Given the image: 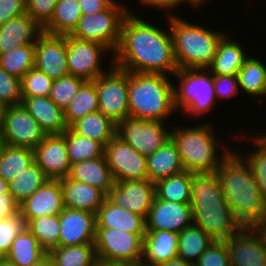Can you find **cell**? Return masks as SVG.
<instances>
[{
    "label": "cell",
    "mask_w": 266,
    "mask_h": 266,
    "mask_svg": "<svg viewBox=\"0 0 266 266\" xmlns=\"http://www.w3.org/2000/svg\"><path fill=\"white\" fill-rule=\"evenodd\" d=\"M137 16L129 12L123 19L113 65L127 72L174 75L179 68L171 32Z\"/></svg>",
    "instance_id": "1"
},
{
    "label": "cell",
    "mask_w": 266,
    "mask_h": 266,
    "mask_svg": "<svg viewBox=\"0 0 266 266\" xmlns=\"http://www.w3.org/2000/svg\"><path fill=\"white\" fill-rule=\"evenodd\" d=\"M243 155L238 150L230 151L220 161L215 173L236 220L242 227L252 228L266 223V200L261 196L258 183Z\"/></svg>",
    "instance_id": "2"
},
{
    "label": "cell",
    "mask_w": 266,
    "mask_h": 266,
    "mask_svg": "<svg viewBox=\"0 0 266 266\" xmlns=\"http://www.w3.org/2000/svg\"><path fill=\"white\" fill-rule=\"evenodd\" d=\"M190 193L193 223L214 241H225L243 228L227 204L215 172L192 173Z\"/></svg>",
    "instance_id": "3"
},
{
    "label": "cell",
    "mask_w": 266,
    "mask_h": 266,
    "mask_svg": "<svg viewBox=\"0 0 266 266\" xmlns=\"http://www.w3.org/2000/svg\"><path fill=\"white\" fill-rule=\"evenodd\" d=\"M173 86L165 74L128 72L129 117L166 122L177 111Z\"/></svg>",
    "instance_id": "4"
},
{
    "label": "cell",
    "mask_w": 266,
    "mask_h": 266,
    "mask_svg": "<svg viewBox=\"0 0 266 266\" xmlns=\"http://www.w3.org/2000/svg\"><path fill=\"white\" fill-rule=\"evenodd\" d=\"M213 129L215 128L210 122L191 127L174 126V130L170 129L171 139L178 148L185 171L213 173L219 167L220 161L231 151L221 140L218 142Z\"/></svg>",
    "instance_id": "5"
},
{
    "label": "cell",
    "mask_w": 266,
    "mask_h": 266,
    "mask_svg": "<svg viewBox=\"0 0 266 266\" xmlns=\"http://www.w3.org/2000/svg\"><path fill=\"white\" fill-rule=\"evenodd\" d=\"M174 56L179 69L208 68L217 52L223 31L197 26L177 14L168 16Z\"/></svg>",
    "instance_id": "6"
},
{
    "label": "cell",
    "mask_w": 266,
    "mask_h": 266,
    "mask_svg": "<svg viewBox=\"0 0 266 266\" xmlns=\"http://www.w3.org/2000/svg\"><path fill=\"white\" fill-rule=\"evenodd\" d=\"M173 76L180 80L178 86H173L176 110L186 112L192 117L203 116L211 109L213 110L217 98L213 74L209 73L208 69H179Z\"/></svg>",
    "instance_id": "7"
},
{
    "label": "cell",
    "mask_w": 266,
    "mask_h": 266,
    "mask_svg": "<svg viewBox=\"0 0 266 266\" xmlns=\"http://www.w3.org/2000/svg\"><path fill=\"white\" fill-rule=\"evenodd\" d=\"M118 2L115 0L100 13L82 15L70 36L104 45L113 55L120 41L123 19L130 12Z\"/></svg>",
    "instance_id": "8"
},
{
    "label": "cell",
    "mask_w": 266,
    "mask_h": 266,
    "mask_svg": "<svg viewBox=\"0 0 266 266\" xmlns=\"http://www.w3.org/2000/svg\"><path fill=\"white\" fill-rule=\"evenodd\" d=\"M93 82L98 94L99 111L115 124L129 117L128 72L113 65Z\"/></svg>",
    "instance_id": "9"
},
{
    "label": "cell",
    "mask_w": 266,
    "mask_h": 266,
    "mask_svg": "<svg viewBox=\"0 0 266 266\" xmlns=\"http://www.w3.org/2000/svg\"><path fill=\"white\" fill-rule=\"evenodd\" d=\"M144 235L96 228L95 249L98 260L141 263Z\"/></svg>",
    "instance_id": "10"
},
{
    "label": "cell",
    "mask_w": 266,
    "mask_h": 266,
    "mask_svg": "<svg viewBox=\"0 0 266 266\" xmlns=\"http://www.w3.org/2000/svg\"><path fill=\"white\" fill-rule=\"evenodd\" d=\"M164 124L128 117L117 124L116 135L147 157L171 139V131H167Z\"/></svg>",
    "instance_id": "11"
},
{
    "label": "cell",
    "mask_w": 266,
    "mask_h": 266,
    "mask_svg": "<svg viewBox=\"0 0 266 266\" xmlns=\"http://www.w3.org/2000/svg\"><path fill=\"white\" fill-rule=\"evenodd\" d=\"M66 46L69 75L84 81H94L110 69L103 70L101 64L102 55L112 53L106 46L70 35H66Z\"/></svg>",
    "instance_id": "12"
},
{
    "label": "cell",
    "mask_w": 266,
    "mask_h": 266,
    "mask_svg": "<svg viewBox=\"0 0 266 266\" xmlns=\"http://www.w3.org/2000/svg\"><path fill=\"white\" fill-rule=\"evenodd\" d=\"M0 134L5 144L32 150L46 135L22 104L5 107Z\"/></svg>",
    "instance_id": "13"
},
{
    "label": "cell",
    "mask_w": 266,
    "mask_h": 266,
    "mask_svg": "<svg viewBox=\"0 0 266 266\" xmlns=\"http://www.w3.org/2000/svg\"><path fill=\"white\" fill-rule=\"evenodd\" d=\"M104 156L115 182L148 179L147 157L115 135L105 146Z\"/></svg>",
    "instance_id": "14"
},
{
    "label": "cell",
    "mask_w": 266,
    "mask_h": 266,
    "mask_svg": "<svg viewBox=\"0 0 266 266\" xmlns=\"http://www.w3.org/2000/svg\"><path fill=\"white\" fill-rule=\"evenodd\" d=\"M155 197V184L149 179L115 182L107 199L116 206L143 216L149 214Z\"/></svg>",
    "instance_id": "15"
},
{
    "label": "cell",
    "mask_w": 266,
    "mask_h": 266,
    "mask_svg": "<svg viewBox=\"0 0 266 266\" xmlns=\"http://www.w3.org/2000/svg\"><path fill=\"white\" fill-rule=\"evenodd\" d=\"M34 67L53 80L68 75L66 35L43 32L35 43Z\"/></svg>",
    "instance_id": "16"
},
{
    "label": "cell",
    "mask_w": 266,
    "mask_h": 266,
    "mask_svg": "<svg viewBox=\"0 0 266 266\" xmlns=\"http://www.w3.org/2000/svg\"><path fill=\"white\" fill-rule=\"evenodd\" d=\"M59 246L95 244L96 214L64 208L59 214Z\"/></svg>",
    "instance_id": "17"
},
{
    "label": "cell",
    "mask_w": 266,
    "mask_h": 266,
    "mask_svg": "<svg viewBox=\"0 0 266 266\" xmlns=\"http://www.w3.org/2000/svg\"><path fill=\"white\" fill-rule=\"evenodd\" d=\"M33 151L34 162L48 179L59 180L68 177L71 164L63 134L45 135Z\"/></svg>",
    "instance_id": "18"
},
{
    "label": "cell",
    "mask_w": 266,
    "mask_h": 266,
    "mask_svg": "<svg viewBox=\"0 0 266 266\" xmlns=\"http://www.w3.org/2000/svg\"><path fill=\"white\" fill-rule=\"evenodd\" d=\"M193 223L190 203L168 202L154 197L146 218V231L180 233Z\"/></svg>",
    "instance_id": "19"
},
{
    "label": "cell",
    "mask_w": 266,
    "mask_h": 266,
    "mask_svg": "<svg viewBox=\"0 0 266 266\" xmlns=\"http://www.w3.org/2000/svg\"><path fill=\"white\" fill-rule=\"evenodd\" d=\"M230 266H266V251L259 234L243 227L225 240Z\"/></svg>",
    "instance_id": "20"
},
{
    "label": "cell",
    "mask_w": 266,
    "mask_h": 266,
    "mask_svg": "<svg viewBox=\"0 0 266 266\" xmlns=\"http://www.w3.org/2000/svg\"><path fill=\"white\" fill-rule=\"evenodd\" d=\"M65 208L60 180L48 179L33 195L19 205L27 223L36 217L58 215Z\"/></svg>",
    "instance_id": "21"
},
{
    "label": "cell",
    "mask_w": 266,
    "mask_h": 266,
    "mask_svg": "<svg viewBox=\"0 0 266 266\" xmlns=\"http://www.w3.org/2000/svg\"><path fill=\"white\" fill-rule=\"evenodd\" d=\"M43 28L27 13L0 25V55L26 44H35Z\"/></svg>",
    "instance_id": "22"
},
{
    "label": "cell",
    "mask_w": 266,
    "mask_h": 266,
    "mask_svg": "<svg viewBox=\"0 0 266 266\" xmlns=\"http://www.w3.org/2000/svg\"><path fill=\"white\" fill-rule=\"evenodd\" d=\"M179 234L167 230L146 231L143 237L142 266H158L178 257Z\"/></svg>",
    "instance_id": "23"
},
{
    "label": "cell",
    "mask_w": 266,
    "mask_h": 266,
    "mask_svg": "<svg viewBox=\"0 0 266 266\" xmlns=\"http://www.w3.org/2000/svg\"><path fill=\"white\" fill-rule=\"evenodd\" d=\"M21 104L46 135L62 134L68 129L64 111L50 97H22Z\"/></svg>",
    "instance_id": "24"
},
{
    "label": "cell",
    "mask_w": 266,
    "mask_h": 266,
    "mask_svg": "<svg viewBox=\"0 0 266 266\" xmlns=\"http://www.w3.org/2000/svg\"><path fill=\"white\" fill-rule=\"evenodd\" d=\"M64 206L74 210H85L97 214L107 195L91 185L69 179H59Z\"/></svg>",
    "instance_id": "25"
},
{
    "label": "cell",
    "mask_w": 266,
    "mask_h": 266,
    "mask_svg": "<svg viewBox=\"0 0 266 266\" xmlns=\"http://www.w3.org/2000/svg\"><path fill=\"white\" fill-rule=\"evenodd\" d=\"M96 228H111L135 234H146V219L111 203L107 198L96 214Z\"/></svg>",
    "instance_id": "26"
},
{
    "label": "cell",
    "mask_w": 266,
    "mask_h": 266,
    "mask_svg": "<svg viewBox=\"0 0 266 266\" xmlns=\"http://www.w3.org/2000/svg\"><path fill=\"white\" fill-rule=\"evenodd\" d=\"M68 178L96 187L106 195L115 185L111 169L104 155L73 163Z\"/></svg>",
    "instance_id": "27"
},
{
    "label": "cell",
    "mask_w": 266,
    "mask_h": 266,
    "mask_svg": "<svg viewBox=\"0 0 266 266\" xmlns=\"http://www.w3.org/2000/svg\"><path fill=\"white\" fill-rule=\"evenodd\" d=\"M147 171L148 179L152 183L185 171L178 148L172 139L147 156Z\"/></svg>",
    "instance_id": "28"
},
{
    "label": "cell",
    "mask_w": 266,
    "mask_h": 266,
    "mask_svg": "<svg viewBox=\"0 0 266 266\" xmlns=\"http://www.w3.org/2000/svg\"><path fill=\"white\" fill-rule=\"evenodd\" d=\"M225 35L219 42L211 65L207 68L213 75H237L246 56L243 45Z\"/></svg>",
    "instance_id": "29"
},
{
    "label": "cell",
    "mask_w": 266,
    "mask_h": 266,
    "mask_svg": "<svg viewBox=\"0 0 266 266\" xmlns=\"http://www.w3.org/2000/svg\"><path fill=\"white\" fill-rule=\"evenodd\" d=\"M70 128L104 147L116 135L117 124L98 110L77 120Z\"/></svg>",
    "instance_id": "30"
},
{
    "label": "cell",
    "mask_w": 266,
    "mask_h": 266,
    "mask_svg": "<svg viewBox=\"0 0 266 266\" xmlns=\"http://www.w3.org/2000/svg\"><path fill=\"white\" fill-rule=\"evenodd\" d=\"M82 17L78 0H58L51 19L42 27L50 35H70Z\"/></svg>",
    "instance_id": "31"
},
{
    "label": "cell",
    "mask_w": 266,
    "mask_h": 266,
    "mask_svg": "<svg viewBox=\"0 0 266 266\" xmlns=\"http://www.w3.org/2000/svg\"><path fill=\"white\" fill-rule=\"evenodd\" d=\"M47 255L37 238L26 229L16 236L5 259L16 266H34Z\"/></svg>",
    "instance_id": "32"
},
{
    "label": "cell",
    "mask_w": 266,
    "mask_h": 266,
    "mask_svg": "<svg viewBox=\"0 0 266 266\" xmlns=\"http://www.w3.org/2000/svg\"><path fill=\"white\" fill-rule=\"evenodd\" d=\"M238 85L248 96L266 97V65L249 56L237 73Z\"/></svg>",
    "instance_id": "33"
},
{
    "label": "cell",
    "mask_w": 266,
    "mask_h": 266,
    "mask_svg": "<svg viewBox=\"0 0 266 266\" xmlns=\"http://www.w3.org/2000/svg\"><path fill=\"white\" fill-rule=\"evenodd\" d=\"M213 241L202 228L192 223L179 233L178 257L195 264Z\"/></svg>",
    "instance_id": "34"
},
{
    "label": "cell",
    "mask_w": 266,
    "mask_h": 266,
    "mask_svg": "<svg viewBox=\"0 0 266 266\" xmlns=\"http://www.w3.org/2000/svg\"><path fill=\"white\" fill-rule=\"evenodd\" d=\"M55 266H97L95 244L55 247L48 252Z\"/></svg>",
    "instance_id": "35"
},
{
    "label": "cell",
    "mask_w": 266,
    "mask_h": 266,
    "mask_svg": "<svg viewBox=\"0 0 266 266\" xmlns=\"http://www.w3.org/2000/svg\"><path fill=\"white\" fill-rule=\"evenodd\" d=\"M155 197L160 200L178 203H190L192 173L184 171L157 181Z\"/></svg>",
    "instance_id": "36"
},
{
    "label": "cell",
    "mask_w": 266,
    "mask_h": 266,
    "mask_svg": "<svg viewBox=\"0 0 266 266\" xmlns=\"http://www.w3.org/2000/svg\"><path fill=\"white\" fill-rule=\"evenodd\" d=\"M99 110L98 94L93 81H86L77 95L64 110V118L68 127L89 113Z\"/></svg>",
    "instance_id": "37"
},
{
    "label": "cell",
    "mask_w": 266,
    "mask_h": 266,
    "mask_svg": "<svg viewBox=\"0 0 266 266\" xmlns=\"http://www.w3.org/2000/svg\"><path fill=\"white\" fill-rule=\"evenodd\" d=\"M47 180L48 178L42 169L33 162L8 182L9 192L20 205L33 195Z\"/></svg>",
    "instance_id": "38"
},
{
    "label": "cell",
    "mask_w": 266,
    "mask_h": 266,
    "mask_svg": "<svg viewBox=\"0 0 266 266\" xmlns=\"http://www.w3.org/2000/svg\"><path fill=\"white\" fill-rule=\"evenodd\" d=\"M33 162L32 149L5 144L0 155V177L10 182Z\"/></svg>",
    "instance_id": "39"
},
{
    "label": "cell",
    "mask_w": 266,
    "mask_h": 266,
    "mask_svg": "<svg viewBox=\"0 0 266 266\" xmlns=\"http://www.w3.org/2000/svg\"><path fill=\"white\" fill-rule=\"evenodd\" d=\"M69 163L91 160L104 155V147L94 140L75 133L70 127L64 131Z\"/></svg>",
    "instance_id": "40"
},
{
    "label": "cell",
    "mask_w": 266,
    "mask_h": 266,
    "mask_svg": "<svg viewBox=\"0 0 266 266\" xmlns=\"http://www.w3.org/2000/svg\"><path fill=\"white\" fill-rule=\"evenodd\" d=\"M59 227V214L36 217L27 223V229L47 253L59 246Z\"/></svg>",
    "instance_id": "41"
},
{
    "label": "cell",
    "mask_w": 266,
    "mask_h": 266,
    "mask_svg": "<svg viewBox=\"0 0 266 266\" xmlns=\"http://www.w3.org/2000/svg\"><path fill=\"white\" fill-rule=\"evenodd\" d=\"M35 44H26L0 55V67L7 73L21 79L34 68Z\"/></svg>",
    "instance_id": "42"
},
{
    "label": "cell",
    "mask_w": 266,
    "mask_h": 266,
    "mask_svg": "<svg viewBox=\"0 0 266 266\" xmlns=\"http://www.w3.org/2000/svg\"><path fill=\"white\" fill-rule=\"evenodd\" d=\"M85 82L83 79L69 74L56 79L53 82L49 97L64 111Z\"/></svg>",
    "instance_id": "43"
},
{
    "label": "cell",
    "mask_w": 266,
    "mask_h": 266,
    "mask_svg": "<svg viewBox=\"0 0 266 266\" xmlns=\"http://www.w3.org/2000/svg\"><path fill=\"white\" fill-rule=\"evenodd\" d=\"M53 82V79L34 67L21 78L22 97H49Z\"/></svg>",
    "instance_id": "44"
},
{
    "label": "cell",
    "mask_w": 266,
    "mask_h": 266,
    "mask_svg": "<svg viewBox=\"0 0 266 266\" xmlns=\"http://www.w3.org/2000/svg\"><path fill=\"white\" fill-rule=\"evenodd\" d=\"M255 143L253 146L256 150L245 153V161L248 163L254 178L256 179L261 196L266 200V148L255 138L251 137V141Z\"/></svg>",
    "instance_id": "45"
},
{
    "label": "cell",
    "mask_w": 266,
    "mask_h": 266,
    "mask_svg": "<svg viewBox=\"0 0 266 266\" xmlns=\"http://www.w3.org/2000/svg\"><path fill=\"white\" fill-rule=\"evenodd\" d=\"M26 229L27 221L20 212L0 220V258H5L16 236Z\"/></svg>",
    "instance_id": "46"
},
{
    "label": "cell",
    "mask_w": 266,
    "mask_h": 266,
    "mask_svg": "<svg viewBox=\"0 0 266 266\" xmlns=\"http://www.w3.org/2000/svg\"><path fill=\"white\" fill-rule=\"evenodd\" d=\"M22 102L21 79L7 73L0 67V103L4 107Z\"/></svg>",
    "instance_id": "47"
},
{
    "label": "cell",
    "mask_w": 266,
    "mask_h": 266,
    "mask_svg": "<svg viewBox=\"0 0 266 266\" xmlns=\"http://www.w3.org/2000/svg\"><path fill=\"white\" fill-rule=\"evenodd\" d=\"M195 266H230L225 241L213 243L200 255Z\"/></svg>",
    "instance_id": "48"
},
{
    "label": "cell",
    "mask_w": 266,
    "mask_h": 266,
    "mask_svg": "<svg viewBox=\"0 0 266 266\" xmlns=\"http://www.w3.org/2000/svg\"><path fill=\"white\" fill-rule=\"evenodd\" d=\"M58 0H26V13L43 27L52 17Z\"/></svg>",
    "instance_id": "49"
},
{
    "label": "cell",
    "mask_w": 266,
    "mask_h": 266,
    "mask_svg": "<svg viewBox=\"0 0 266 266\" xmlns=\"http://www.w3.org/2000/svg\"><path fill=\"white\" fill-rule=\"evenodd\" d=\"M213 85L216 98L235 97L239 92L237 75H213Z\"/></svg>",
    "instance_id": "50"
},
{
    "label": "cell",
    "mask_w": 266,
    "mask_h": 266,
    "mask_svg": "<svg viewBox=\"0 0 266 266\" xmlns=\"http://www.w3.org/2000/svg\"><path fill=\"white\" fill-rule=\"evenodd\" d=\"M26 13V0H0V25Z\"/></svg>",
    "instance_id": "51"
},
{
    "label": "cell",
    "mask_w": 266,
    "mask_h": 266,
    "mask_svg": "<svg viewBox=\"0 0 266 266\" xmlns=\"http://www.w3.org/2000/svg\"><path fill=\"white\" fill-rule=\"evenodd\" d=\"M19 212V204L10 192L0 194V220H5Z\"/></svg>",
    "instance_id": "52"
},
{
    "label": "cell",
    "mask_w": 266,
    "mask_h": 266,
    "mask_svg": "<svg viewBox=\"0 0 266 266\" xmlns=\"http://www.w3.org/2000/svg\"><path fill=\"white\" fill-rule=\"evenodd\" d=\"M82 15H93L106 10L115 0H78Z\"/></svg>",
    "instance_id": "53"
},
{
    "label": "cell",
    "mask_w": 266,
    "mask_h": 266,
    "mask_svg": "<svg viewBox=\"0 0 266 266\" xmlns=\"http://www.w3.org/2000/svg\"><path fill=\"white\" fill-rule=\"evenodd\" d=\"M140 1L141 4H143L144 6L150 7V8H158V9H163L166 10V14L165 16L169 17L173 16V11L172 9H175V7H180L181 5V0H138ZM169 11H172L171 13Z\"/></svg>",
    "instance_id": "54"
},
{
    "label": "cell",
    "mask_w": 266,
    "mask_h": 266,
    "mask_svg": "<svg viewBox=\"0 0 266 266\" xmlns=\"http://www.w3.org/2000/svg\"><path fill=\"white\" fill-rule=\"evenodd\" d=\"M158 266H195V265L193 263L183 260L182 258L176 257L164 263H161Z\"/></svg>",
    "instance_id": "55"
},
{
    "label": "cell",
    "mask_w": 266,
    "mask_h": 266,
    "mask_svg": "<svg viewBox=\"0 0 266 266\" xmlns=\"http://www.w3.org/2000/svg\"><path fill=\"white\" fill-rule=\"evenodd\" d=\"M97 266H142L141 263L98 260Z\"/></svg>",
    "instance_id": "56"
},
{
    "label": "cell",
    "mask_w": 266,
    "mask_h": 266,
    "mask_svg": "<svg viewBox=\"0 0 266 266\" xmlns=\"http://www.w3.org/2000/svg\"><path fill=\"white\" fill-rule=\"evenodd\" d=\"M252 228L259 234L266 251V223L255 225Z\"/></svg>",
    "instance_id": "57"
},
{
    "label": "cell",
    "mask_w": 266,
    "mask_h": 266,
    "mask_svg": "<svg viewBox=\"0 0 266 266\" xmlns=\"http://www.w3.org/2000/svg\"><path fill=\"white\" fill-rule=\"evenodd\" d=\"M209 0H181V3H187L188 5H191L194 9L202 7L204 3Z\"/></svg>",
    "instance_id": "58"
},
{
    "label": "cell",
    "mask_w": 266,
    "mask_h": 266,
    "mask_svg": "<svg viewBox=\"0 0 266 266\" xmlns=\"http://www.w3.org/2000/svg\"><path fill=\"white\" fill-rule=\"evenodd\" d=\"M34 266H55L52 259L47 255L40 262L35 264Z\"/></svg>",
    "instance_id": "59"
},
{
    "label": "cell",
    "mask_w": 266,
    "mask_h": 266,
    "mask_svg": "<svg viewBox=\"0 0 266 266\" xmlns=\"http://www.w3.org/2000/svg\"><path fill=\"white\" fill-rule=\"evenodd\" d=\"M9 192L8 182H6L2 177H0V194Z\"/></svg>",
    "instance_id": "60"
},
{
    "label": "cell",
    "mask_w": 266,
    "mask_h": 266,
    "mask_svg": "<svg viewBox=\"0 0 266 266\" xmlns=\"http://www.w3.org/2000/svg\"><path fill=\"white\" fill-rule=\"evenodd\" d=\"M256 139L266 148V134L264 135H255Z\"/></svg>",
    "instance_id": "61"
},
{
    "label": "cell",
    "mask_w": 266,
    "mask_h": 266,
    "mask_svg": "<svg viewBox=\"0 0 266 266\" xmlns=\"http://www.w3.org/2000/svg\"><path fill=\"white\" fill-rule=\"evenodd\" d=\"M0 266H16L5 258H0Z\"/></svg>",
    "instance_id": "62"
},
{
    "label": "cell",
    "mask_w": 266,
    "mask_h": 266,
    "mask_svg": "<svg viewBox=\"0 0 266 266\" xmlns=\"http://www.w3.org/2000/svg\"><path fill=\"white\" fill-rule=\"evenodd\" d=\"M4 109H5V107L0 103V128L2 125V121H3Z\"/></svg>",
    "instance_id": "63"
},
{
    "label": "cell",
    "mask_w": 266,
    "mask_h": 266,
    "mask_svg": "<svg viewBox=\"0 0 266 266\" xmlns=\"http://www.w3.org/2000/svg\"><path fill=\"white\" fill-rule=\"evenodd\" d=\"M4 146H5V142H4V140L0 134V155H1V152H2Z\"/></svg>",
    "instance_id": "64"
}]
</instances>
